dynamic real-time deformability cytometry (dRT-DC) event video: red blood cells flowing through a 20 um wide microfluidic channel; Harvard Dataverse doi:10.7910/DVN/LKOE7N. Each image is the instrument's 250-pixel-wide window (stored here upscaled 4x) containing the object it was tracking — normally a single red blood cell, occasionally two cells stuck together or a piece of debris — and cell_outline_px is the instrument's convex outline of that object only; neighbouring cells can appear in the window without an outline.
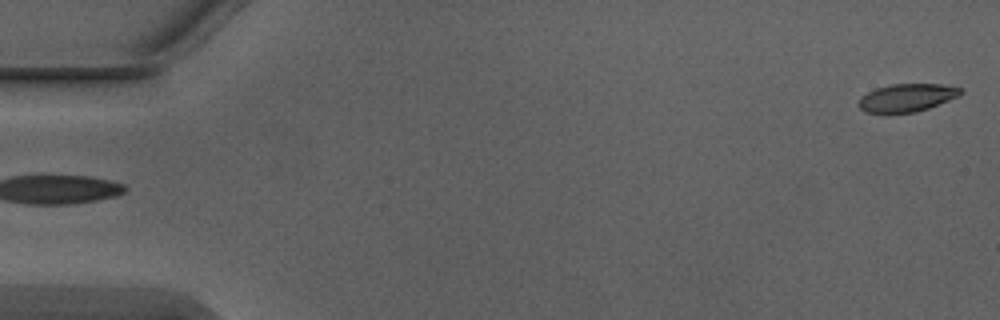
{"species": "Egyptian fruit bat (a non-hibernating species)", "species_latin": "Rousettus aegyptiacus", "temperature_condition": "warm", "stored_images_in_passage": 5, "camera_frame_rate_fps": 3000, "um_per_image_px": 0.085, "animal": {"sex": "male"}, "frame": {"image": 1, "passage_image": 5, "time_ms": 1.333, "image_size_px": [1000, 320], "cell_outline_px": [[964, 92], [960, 96], [928, 108], [916, 112], [888, 116], [864, 112], [860, 108], [860, 96], [876, 88], [892, 84], [940, 84], [960, 88]], "centroid_in_image_um": [77.05, 8.35], "position_along_channel_um": 8.0, "area_um2": 17.11}}